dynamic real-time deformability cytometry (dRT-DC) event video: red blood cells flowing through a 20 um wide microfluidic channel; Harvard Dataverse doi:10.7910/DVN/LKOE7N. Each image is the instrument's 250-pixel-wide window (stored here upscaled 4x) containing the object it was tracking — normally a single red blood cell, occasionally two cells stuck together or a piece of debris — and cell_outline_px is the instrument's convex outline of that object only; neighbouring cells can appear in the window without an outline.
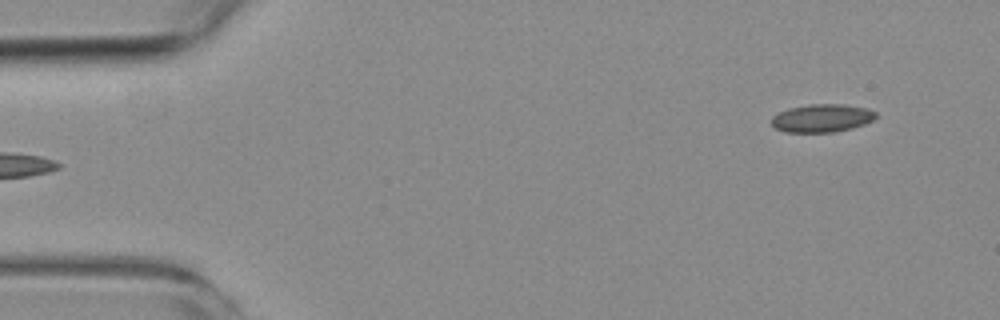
{"species": "common noctule bat (a hibernating species)", "species_latin": "Nyctalus noctula", "temperature_condition": "room temperature", "stored_images_in_passage": 5, "segment_of_instrument_passage": [2, 2], "camera_frame_rate_fps": 3000, "um_per_image_px": 0.085, "animal": {"sex": "female", "body_mass_g": 19.3, "forearm_length_mm": 54.1}, "frame": {"image": 1, "passage_image": 5, "time_ms": 4.667, "image_size_px": [1000, 320], "cell_outline_px": [[876, 116], [872, 120], [864, 124], [852, 128], [832, 132], [784, 132], [776, 128], [772, 124], [772, 116], [788, 108], [808, 104], [844, 104], [868, 108], [876, 112]], "centroid_in_image_um": [69.87, 10.03], "position_along_channel_um": 15.1, "area_um2": 17.05}}